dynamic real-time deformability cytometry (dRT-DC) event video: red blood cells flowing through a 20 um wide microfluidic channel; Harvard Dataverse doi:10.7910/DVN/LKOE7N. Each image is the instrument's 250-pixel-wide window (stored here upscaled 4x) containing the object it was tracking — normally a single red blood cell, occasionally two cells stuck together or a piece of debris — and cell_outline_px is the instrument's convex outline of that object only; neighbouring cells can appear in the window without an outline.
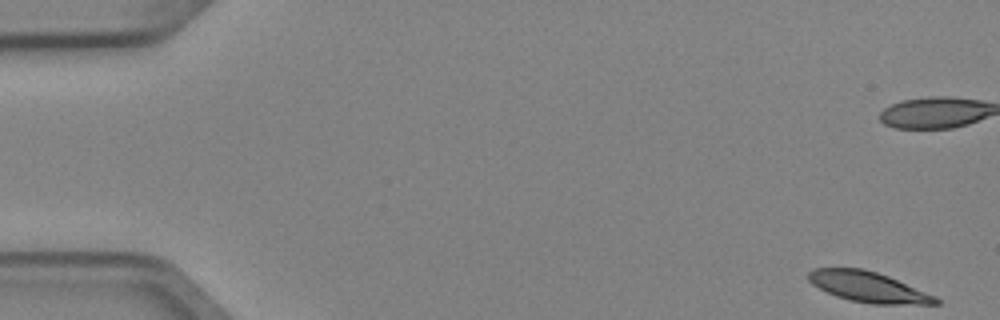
{"species": "Egyptian fruit bat (a non-hibernating species)", "species_latin": "Rousettus aegyptiacus", "temperature_condition": "cold", "stored_images_in_passage": 5, "camera_frame_rate_fps": 3000, "um_per_image_px": 0.085, "animal": {"sex": "female"}, "frame": {"image": 1, "passage_image": 1, "time_ms": 0.0, "image_size_px": [1000, 320], "cell_outline_px": [[940, 304], [872, 304], [848, 300], [836, 296], [812, 284], [808, 280], [808, 272], [812, 268], [864, 268], [888, 276], [936, 296], [940, 300]], "centroid_in_image_um": [73.79, 24.39], "position_along_channel_um": 11.2, "area_um2": 22.54}}